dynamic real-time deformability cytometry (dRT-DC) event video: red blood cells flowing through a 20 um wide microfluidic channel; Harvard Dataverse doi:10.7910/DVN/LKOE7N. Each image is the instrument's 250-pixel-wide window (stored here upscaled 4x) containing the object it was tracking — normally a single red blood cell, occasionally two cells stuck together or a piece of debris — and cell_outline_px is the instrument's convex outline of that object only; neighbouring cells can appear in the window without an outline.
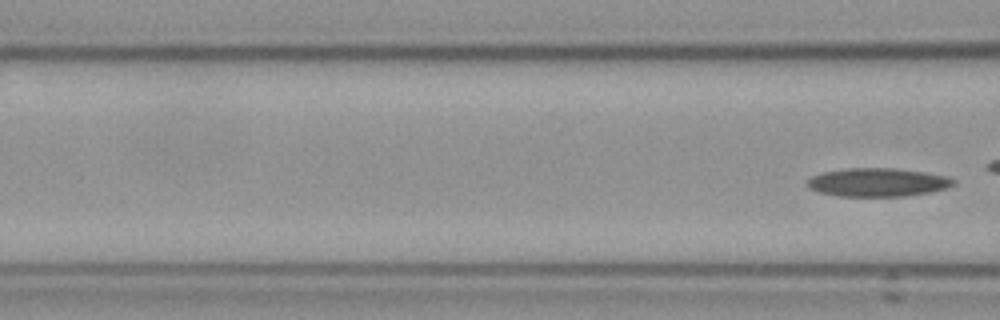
{"species": "Egyptian fruit bat (a non-hibernating species)", "species_latin": "Rousettus aegyptiacus", "temperature_condition": "cold", "stored_images_in_passage": 7, "segment_of_instrument_passage": [2, 2], "camera_frame_rate_fps": 3000, "um_per_image_px": 0.085, "frame": {"image": 1, "passage_image": 7, "time_ms": 8.0, "image_size_px": [1000, 320], "cell_outline_px": [[956, 184], [948, 188], [928, 192], [904, 196], [836, 196], [820, 192], [812, 188], [808, 184], [808, 180], [812, 176], [824, 172], [848, 168], [896, 168], [924, 172], [948, 176], [956, 180]], "centroid_in_image_um": [74.67, 15.49], "position_along_channel_um": 91.9, "area_um2": 24.1}}